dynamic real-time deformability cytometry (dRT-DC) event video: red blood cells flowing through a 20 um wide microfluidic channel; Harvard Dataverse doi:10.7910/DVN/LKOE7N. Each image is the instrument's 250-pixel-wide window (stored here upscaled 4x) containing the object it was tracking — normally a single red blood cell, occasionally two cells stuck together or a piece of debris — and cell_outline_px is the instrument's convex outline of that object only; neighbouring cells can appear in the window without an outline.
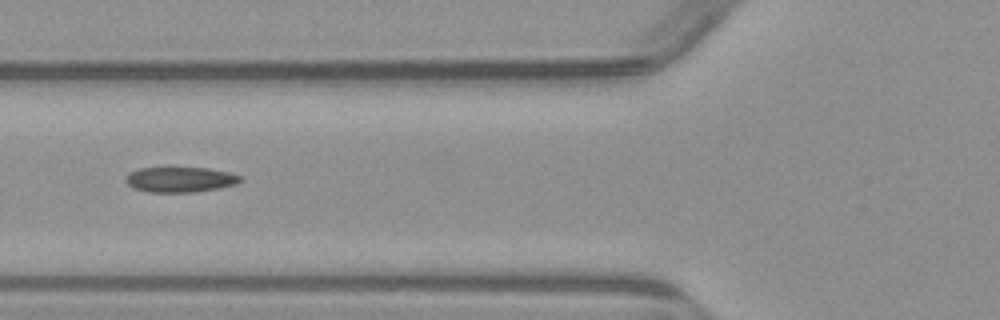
{"species": "common noctule bat (a hibernating species)", "species_latin": "Nyctalus noctula", "temperature_condition": "warm", "stored_images_in_passage": 4, "camera_frame_rate_fps": 3000, "um_per_image_px": 0.085, "animal": {"sex": "male", "body_mass_g": 23.1, "forearm_length_mm": 52.7}, "frame": {"image": 1, "passage_image": 4, "time_ms": 3.667, "image_size_px": [1000, 320], "cell_outline_px": [[244, 180], [236, 184], [220, 188], [196, 192], [148, 192], [132, 188], [124, 180], [128, 172], [140, 168], [208, 168], [232, 172], [240, 176]], "centroid_in_image_um": [15.33, 15.26], "position_along_channel_um": 110.5, "area_um2": 17.11}}